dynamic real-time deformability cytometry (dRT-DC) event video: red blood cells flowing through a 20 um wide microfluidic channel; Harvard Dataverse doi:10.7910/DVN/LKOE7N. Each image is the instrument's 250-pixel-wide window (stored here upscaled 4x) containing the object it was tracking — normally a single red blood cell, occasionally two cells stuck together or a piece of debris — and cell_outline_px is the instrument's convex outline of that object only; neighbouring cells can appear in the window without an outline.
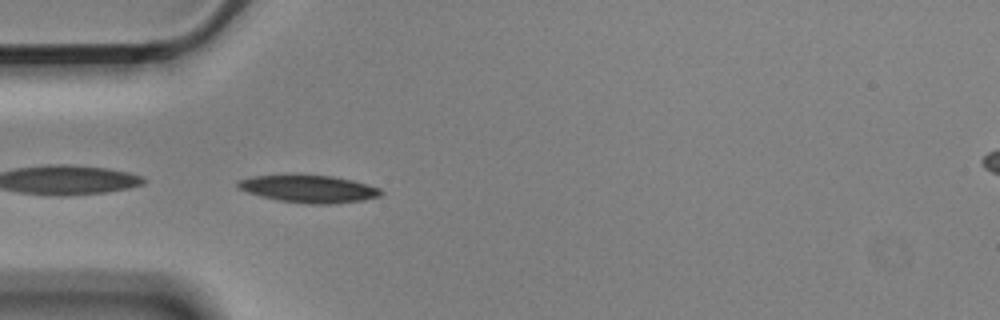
{"species": "Egyptian fruit bat (a non-hibernating species)", "species_latin": "Rousettus aegyptiacus", "temperature_condition": "cold", "stored_images_in_passage": 4, "camera_frame_rate_fps": 3000, "um_per_image_px": 0.085, "animal": {"sex": "male"}, "frame": {"image": 1, "passage_image": 4, "time_ms": 1.0, "image_size_px": [1000, 320], "cell_outline_px": [[384, 192], [380, 196], [364, 200], [332, 204], [308, 204], [276, 200], [260, 196], [236, 188], [236, 180], [252, 176], [332, 176], [352, 180], [380, 188]], "centroid_in_image_um": [26.24, 16.07], "position_along_channel_um": 58.8, "area_um2": 22.72}}